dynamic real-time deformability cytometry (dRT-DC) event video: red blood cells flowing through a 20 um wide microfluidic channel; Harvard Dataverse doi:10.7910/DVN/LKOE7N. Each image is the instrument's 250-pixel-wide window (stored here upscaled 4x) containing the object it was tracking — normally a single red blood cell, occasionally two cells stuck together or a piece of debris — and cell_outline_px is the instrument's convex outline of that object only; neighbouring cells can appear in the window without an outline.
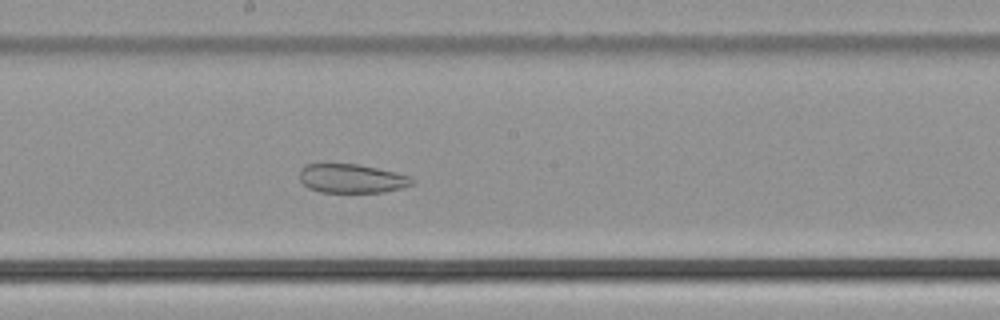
{"species": "common noctule bat (a hibernating species)", "species_latin": "Nyctalus noctula", "temperature_condition": "cold", "stored_images_in_passage": 47, "camera_frame_rate_fps": 3000, "um_per_image_px": 0.085, "animal": {"sex": "male", "body_mass_g": 21.5, "forearm_length_mm": 52.0}, "frame": {"image": 1, "passage_image": 24, "time_ms": 7.667, "image_size_px": [1000, 320], "cell_outline_px": [[416, 184], [384, 192], [320, 192], [308, 188], [300, 180], [300, 168], [304, 164], [356, 164], [396, 172], [408, 176], [416, 180]], "centroid_in_image_um": [29.9, 15.17], "position_along_channel_um": 218.3, "area_um2": 19.02}}
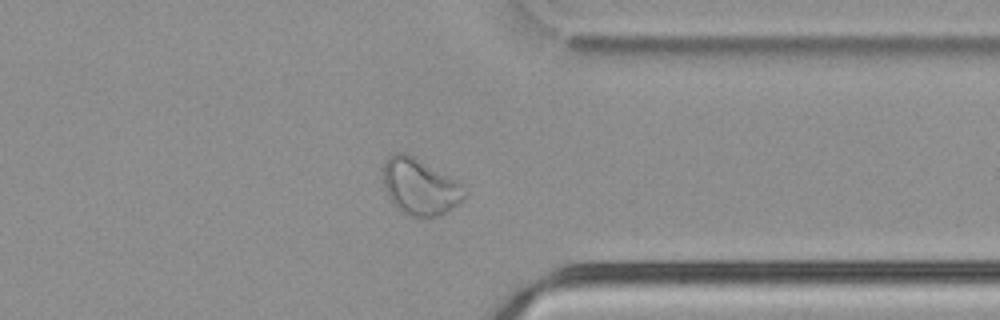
{"frame": {"image": 2, "passage_image": 36, "time_ms": 11.667, "image_size_px": [1000, 320], "cell_outline_px": [[468, 192], [460, 204], [440, 216], [408, 216], [396, 208], [392, 204], [388, 196], [384, 184], [384, 160], [392, 152], [404, 152], [412, 156], [464, 184]], "centroid_in_image_um": [35.72, 15.88], "position_along_channel_um": 375.7, "area_um2": 26.93}}
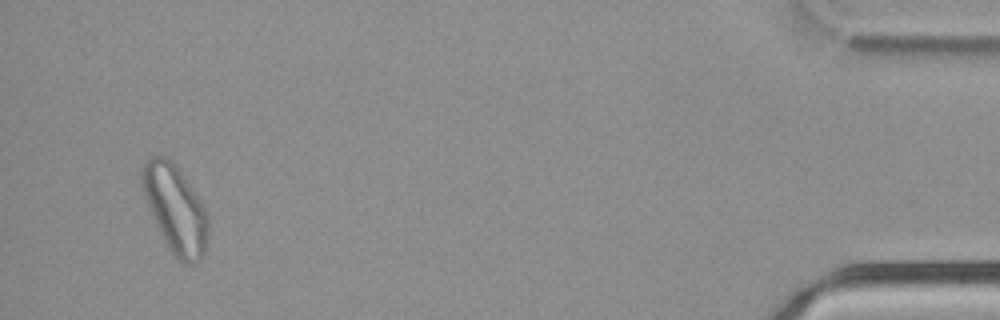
{"frame": {"image": 3, "passage_image": 45, "time_ms": 14.667, "image_size_px": [1000, 320], "cell_outline_px": [[208, 244], [200, 260], [196, 264], [184, 264], [168, 248], [148, 208], [144, 196], [140, 180], [140, 168], [144, 160], [148, 156], [164, 156], [180, 172], [200, 200], [208, 216]], "centroid_in_image_um": [14.87, 17.78], "position_along_channel_um": 420.3, "area_um2": 33.64}}